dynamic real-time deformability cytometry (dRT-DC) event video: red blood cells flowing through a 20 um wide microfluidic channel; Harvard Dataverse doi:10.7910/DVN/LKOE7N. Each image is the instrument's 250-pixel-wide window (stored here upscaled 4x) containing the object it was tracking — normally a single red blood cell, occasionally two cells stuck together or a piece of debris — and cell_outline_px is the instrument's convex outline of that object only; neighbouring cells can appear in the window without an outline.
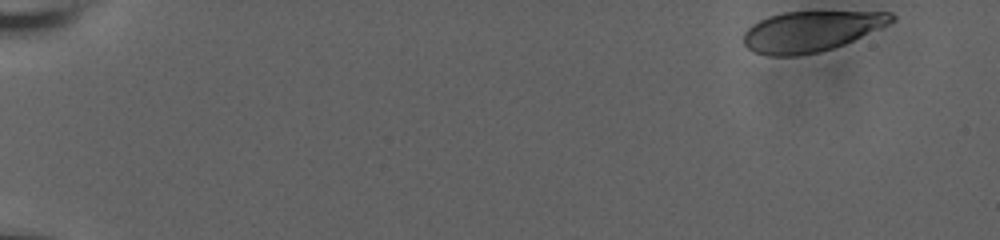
{"species": "human", "species_latin": "Homo sapiens", "temperature_condition": "room temperature", "stored_images_in_passage": 45, "camera_frame_rate_fps": 3000, "um_per_image_px": 0.085, "donor": {"sex": "male"}, "frame": {"image": 1, "passage_image": 1, "time_ms": 0.0, "image_size_px": [1000, 240], "cell_outline_px": [[896, 20], [880, 28], [844, 44], [820, 52], [796, 56], [768, 56], [756, 52], [748, 48], [744, 44], [744, 32], [752, 24], [768, 16], [784, 12], [892, 12], [896, 16]], "centroid_in_image_um": [68.93, 2.66], "position_along_channel_um": 16.1, "area_um2": 34.74}}
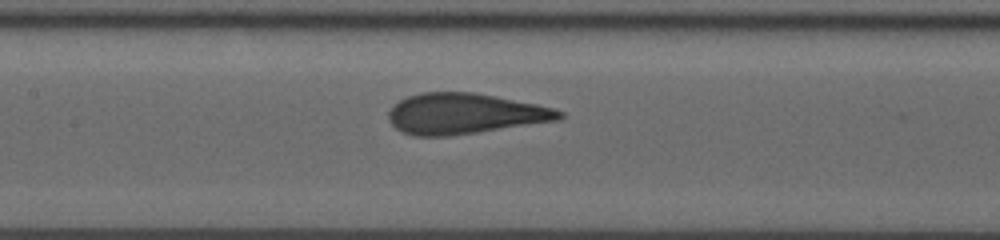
{"frame": {"image": 2, "passage_image": 24, "time_ms": 7.667, "image_size_px": [1000, 240], "cell_outline_px": [[564, 116], [560, 120], [448, 136], [412, 136], [396, 128], [388, 120], [388, 112], [400, 100], [408, 96], [420, 92], [472, 92], [496, 96], [536, 104], [552, 108], [564, 112]], "centroid_in_image_um": [39.49, 9.66], "position_along_channel_um": 167.9, "area_um2": 40.23}}
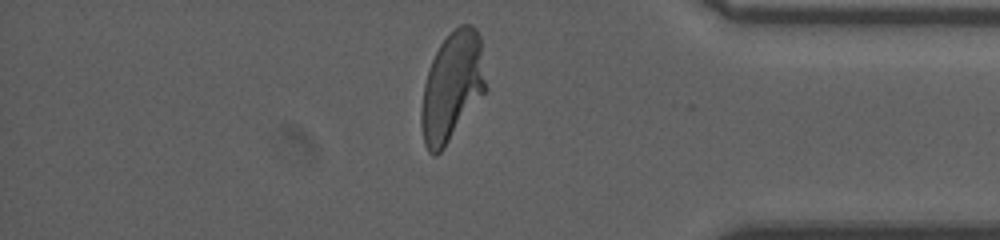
{"frame": {"image": 3, "passage_image": 42, "time_ms": 13.667, "image_size_px": [1000, 240], "cell_outline_px": [[488, 88], [444, 148], [436, 156], [432, 156], [428, 152], [424, 144], [420, 124], [420, 108], [424, 84], [432, 60], [440, 44], [460, 24], [472, 24], [476, 28], [480, 36]], "centroid_in_image_um": [38.43, 7.39], "position_along_channel_um": 396.8, "area_um2": 41.21}, "authors_computed_cell_mechanics": {"area_um2": 39.9398, "velocity_mm_per_s": 3.7381, "shape_relaxation_time_tau1_ms": 5.5162, "shape_relaxation_time_tau2_ms": null, "deformation_change_tau1": 0.1953, "deformation_change_tau2": null}}